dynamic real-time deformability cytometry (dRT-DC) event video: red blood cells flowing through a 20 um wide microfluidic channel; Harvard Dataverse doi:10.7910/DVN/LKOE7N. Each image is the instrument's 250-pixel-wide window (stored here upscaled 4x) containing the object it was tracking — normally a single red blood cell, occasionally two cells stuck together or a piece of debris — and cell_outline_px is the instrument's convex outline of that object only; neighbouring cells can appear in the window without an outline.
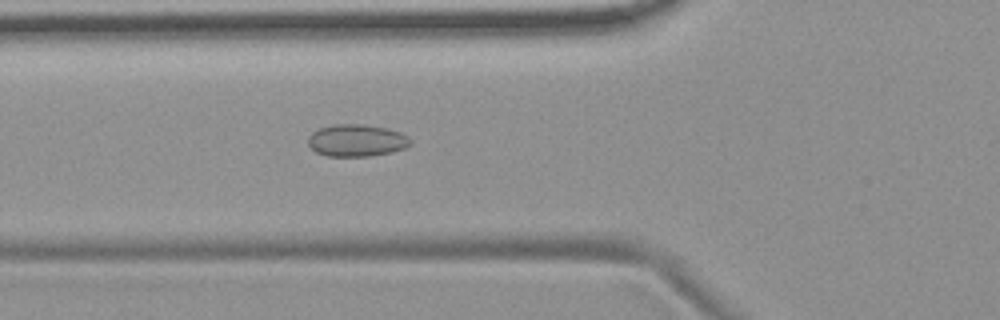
{"species": "common noctule bat (a hibernating species)", "species_latin": "Nyctalus noctula", "temperature_condition": "room temperature", "stored_images_in_passage": 5, "camera_frame_rate_fps": 3000, "um_per_image_px": 0.085, "animal": {"sex": "female", "body_mass_g": 19.9}, "frame": {"image": 1, "passage_image": 5, "time_ms": 4.667, "image_size_px": [1000, 320], "cell_outline_px": [[412, 144], [404, 148], [392, 152], [368, 156], [328, 156], [316, 152], [308, 144], [308, 136], [312, 132], [320, 128], [332, 124], [360, 124], [388, 128], [400, 132], [408, 136], [412, 140]], "centroid_in_image_um": [30.33, 11.93], "position_along_channel_um": 95.5, "area_um2": 19.25}}